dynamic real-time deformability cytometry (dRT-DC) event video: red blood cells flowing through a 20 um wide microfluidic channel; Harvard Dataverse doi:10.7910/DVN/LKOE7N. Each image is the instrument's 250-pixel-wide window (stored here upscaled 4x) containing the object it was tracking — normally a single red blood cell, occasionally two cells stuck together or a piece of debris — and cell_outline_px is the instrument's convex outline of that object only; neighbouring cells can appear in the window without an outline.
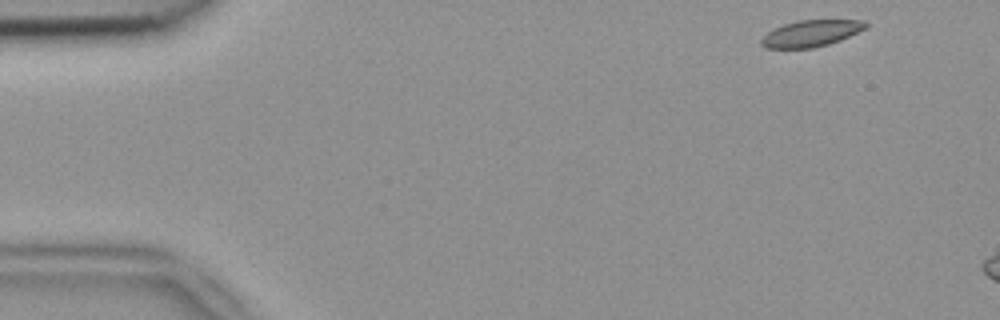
{"species": "common noctule bat (a hibernating species)", "species_latin": "Nyctalus noctula", "temperature_condition": "room temperature", "stored_images_in_passage": 4, "camera_frame_rate_fps": 3000, "um_per_image_px": 0.085, "animal": {"sex": "female", "body_mass_g": 18.4}, "frame": {"image": 1, "passage_image": 1, "time_ms": 0.0, "image_size_px": [1000, 320], "cell_outline_px": [[868, 24], [864, 28], [840, 40], [828, 44], [812, 48], [768, 48], [760, 44], [760, 40], [768, 32], [784, 24], [800, 20], [864, 20]], "centroid_in_image_um": [68.92, 2.84], "position_along_channel_um": 16.1, "area_um2": 15.78}}